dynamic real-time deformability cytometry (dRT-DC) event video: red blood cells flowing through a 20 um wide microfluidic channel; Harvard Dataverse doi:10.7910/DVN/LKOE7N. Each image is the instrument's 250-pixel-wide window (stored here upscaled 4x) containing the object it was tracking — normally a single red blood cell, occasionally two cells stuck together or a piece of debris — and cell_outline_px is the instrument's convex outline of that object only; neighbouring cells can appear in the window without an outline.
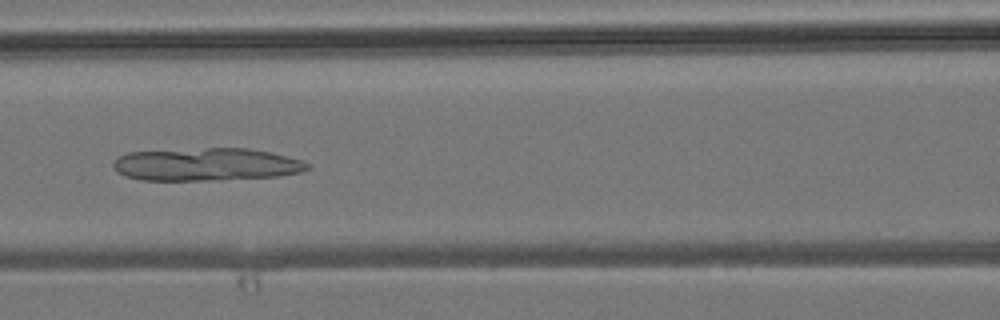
{"species": "common noctule bat (a hibernating species)", "species_latin": "Nyctalus noctula", "temperature_condition": "room temperature", "stored_images_in_passage": 5, "camera_frame_rate_fps": 3000, "um_per_image_px": 0.085, "animal": {"sex": "male", "body_mass_g": 19.2, "forearm_length_mm": 51.8}, "frame": {"image": 1, "passage_image": 5, "time_ms": 4.667, "image_size_px": [1000, 320], "cell_outline_px": [[312, 168], [300, 172], [280, 176], [204, 180], [144, 180], [124, 176], [116, 172], [112, 168], [112, 164], [116, 156], [128, 152], [208, 148], [248, 148], [268, 152], [300, 160], [312, 164]], "centroid_in_image_um": [17.49, 13.97], "position_along_channel_um": 149.1, "area_um2": 37.11}}